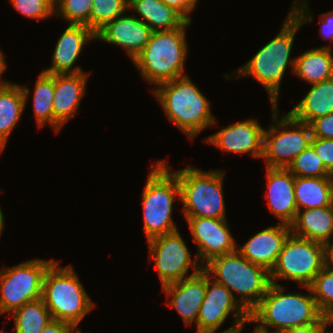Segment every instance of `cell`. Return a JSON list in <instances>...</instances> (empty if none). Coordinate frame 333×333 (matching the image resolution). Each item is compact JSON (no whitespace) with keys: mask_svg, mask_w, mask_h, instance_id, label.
Wrapping results in <instances>:
<instances>
[{"mask_svg":"<svg viewBox=\"0 0 333 333\" xmlns=\"http://www.w3.org/2000/svg\"><path fill=\"white\" fill-rule=\"evenodd\" d=\"M152 92L168 120L191 140L203 129L216 124L210 102L188 75L161 83Z\"/></svg>","mask_w":333,"mask_h":333,"instance_id":"obj_3","label":"cell"},{"mask_svg":"<svg viewBox=\"0 0 333 333\" xmlns=\"http://www.w3.org/2000/svg\"><path fill=\"white\" fill-rule=\"evenodd\" d=\"M152 30L138 16H118L96 33V40L121 46L133 60L146 46Z\"/></svg>","mask_w":333,"mask_h":333,"instance_id":"obj_16","label":"cell"},{"mask_svg":"<svg viewBox=\"0 0 333 333\" xmlns=\"http://www.w3.org/2000/svg\"><path fill=\"white\" fill-rule=\"evenodd\" d=\"M267 171V201L271 213L291 225L297 214L294 192L295 176L287 168H269Z\"/></svg>","mask_w":333,"mask_h":333,"instance_id":"obj_19","label":"cell"},{"mask_svg":"<svg viewBox=\"0 0 333 333\" xmlns=\"http://www.w3.org/2000/svg\"><path fill=\"white\" fill-rule=\"evenodd\" d=\"M326 328H327V327H325V328L321 331V333H329L328 331H326ZM331 333H333V332H331Z\"/></svg>","mask_w":333,"mask_h":333,"instance_id":"obj_45","label":"cell"},{"mask_svg":"<svg viewBox=\"0 0 333 333\" xmlns=\"http://www.w3.org/2000/svg\"><path fill=\"white\" fill-rule=\"evenodd\" d=\"M309 288L322 315L333 319V270L324 266Z\"/></svg>","mask_w":333,"mask_h":333,"instance_id":"obj_30","label":"cell"},{"mask_svg":"<svg viewBox=\"0 0 333 333\" xmlns=\"http://www.w3.org/2000/svg\"><path fill=\"white\" fill-rule=\"evenodd\" d=\"M291 234V228L286 224L269 226L252 236L237 250L253 264L267 269L269 272L274 267L283 244Z\"/></svg>","mask_w":333,"mask_h":333,"instance_id":"obj_20","label":"cell"},{"mask_svg":"<svg viewBox=\"0 0 333 333\" xmlns=\"http://www.w3.org/2000/svg\"><path fill=\"white\" fill-rule=\"evenodd\" d=\"M271 106L274 123L264 130L262 158L265 160L266 167L288 168L295 157L311 144V127L309 124L296 120L289 113L279 120L278 105L272 103ZM282 129L283 131H280Z\"/></svg>","mask_w":333,"mask_h":333,"instance_id":"obj_9","label":"cell"},{"mask_svg":"<svg viewBox=\"0 0 333 333\" xmlns=\"http://www.w3.org/2000/svg\"><path fill=\"white\" fill-rule=\"evenodd\" d=\"M312 137L333 139V113L321 116L310 124Z\"/></svg>","mask_w":333,"mask_h":333,"instance_id":"obj_36","label":"cell"},{"mask_svg":"<svg viewBox=\"0 0 333 333\" xmlns=\"http://www.w3.org/2000/svg\"><path fill=\"white\" fill-rule=\"evenodd\" d=\"M333 323V319L328 317H322L317 323L297 326L291 329L281 331L279 333H321V331Z\"/></svg>","mask_w":333,"mask_h":333,"instance_id":"obj_38","label":"cell"},{"mask_svg":"<svg viewBox=\"0 0 333 333\" xmlns=\"http://www.w3.org/2000/svg\"><path fill=\"white\" fill-rule=\"evenodd\" d=\"M203 269L215 282L225 286L238 302L250 313L261 301L271 285L270 272L244 258L236 250L216 257ZM211 274V275H210Z\"/></svg>","mask_w":333,"mask_h":333,"instance_id":"obj_5","label":"cell"},{"mask_svg":"<svg viewBox=\"0 0 333 333\" xmlns=\"http://www.w3.org/2000/svg\"><path fill=\"white\" fill-rule=\"evenodd\" d=\"M288 113L306 124L333 113V78L312 84L305 97Z\"/></svg>","mask_w":333,"mask_h":333,"instance_id":"obj_24","label":"cell"},{"mask_svg":"<svg viewBox=\"0 0 333 333\" xmlns=\"http://www.w3.org/2000/svg\"><path fill=\"white\" fill-rule=\"evenodd\" d=\"M3 227H4V216L2 213V209L0 207V235L2 234Z\"/></svg>","mask_w":333,"mask_h":333,"instance_id":"obj_44","label":"cell"},{"mask_svg":"<svg viewBox=\"0 0 333 333\" xmlns=\"http://www.w3.org/2000/svg\"><path fill=\"white\" fill-rule=\"evenodd\" d=\"M13 7L31 19H47L56 15L54 0H10Z\"/></svg>","mask_w":333,"mask_h":333,"instance_id":"obj_34","label":"cell"},{"mask_svg":"<svg viewBox=\"0 0 333 333\" xmlns=\"http://www.w3.org/2000/svg\"><path fill=\"white\" fill-rule=\"evenodd\" d=\"M297 1L293 3L292 10L276 37L237 69L235 78L252 76L266 88L271 104H277L281 80L287 67L291 65L292 72L294 71L295 58L291 60L290 55L295 34L301 26L308 21L311 23L313 19V15L308 11L307 3L303 1L298 5Z\"/></svg>","mask_w":333,"mask_h":333,"instance_id":"obj_1","label":"cell"},{"mask_svg":"<svg viewBox=\"0 0 333 333\" xmlns=\"http://www.w3.org/2000/svg\"><path fill=\"white\" fill-rule=\"evenodd\" d=\"M168 298L169 306L173 307L182 317L186 325L197 321L199 309L206 293V271L186 277L178 282L162 287ZM170 300V301H169Z\"/></svg>","mask_w":333,"mask_h":333,"instance_id":"obj_17","label":"cell"},{"mask_svg":"<svg viewBox=\"0 0 333 333\" xmlns=\"http://www.w3.org/2000/svg\"><path fill=\"white\" fill-rule=\"evenodd\" d=\"M96 39V34L86 25L69 24L57 41L53 52L52 66L44 69L48 74H77L83 72L74 67L84 45Z\"/></svg>","mask_w":333,"mask_h":333,"instance_id":"obj_18","label":"cell"},{"mask_svg":"<svg viewBox=\"0 0 333 333\" xmlns=\"http://www.w3.org/2000/svg\"><path fill=\"white\" fill-rule=\"evenodd\" d=\"M54 75L41 72L36 80L33 94V112L39 127L46 123L54 128Z\"/></svg>","mask_w":333,"mask_h":333,"instance_id":"obj_29","label":"cell"},{"mask_svg":"<svg viewBox=\"0 0 333 333\" xmlns=\"http://www.w3.org/2000/svg\"><path fill=\"white\" fill-rule=\"evenodd\" d=\"M324 258L325 266L333 270V240L324 244Z\"/></svg>","mask_w":333,"mask_h":333,"instance_id":"obj_41","label":"cell"},{"mask_svg":"<svg viewBox=\"0 0 333 333\" xmlns=\"http://www.w3.org/2000/svg\"><path fill=\"white\" fill-rule=\"evenodd\" d=\"M264 128L257 120L249 119L236 122L208 136L205 142L218 147L224 152L247 154L262 158Z\"/></svg>","mask_w":333,"mask_h":333,"instance_id":"obj_15","label":"cell"},{"mask_svg":"<svg viewBox=\"0 0 333 333\" xmlns=\"http://www.w3.org/2000/svg\"><path fill=\"white\" fill-rule=\"evenodd\" d=\"M41 333H81V329L76 328L70 323L52 319L43 328Z\"/></svg>","mask_w":333,"mask_h":333,"instance_id":"obj_39","label":"cell"},{"mask_svg":"<svg viewBox=\"0 0 333 333\" xmlns=\"http://www.w3.org/2000/svg\"><path fill=\"white\" fill-rule=\"evenodd\" d=\"M311 145L325 168L333 175V139L312 137Z\"/></svg>","mask_w":333,"mask_h":333,"instance_id":"obj_35","label":"cell"},{"mask_svg":"<svg viewBox=\"0 0 333 333\" xmlns=\"http://www.w3.org/2000/svg\"><path fill=\"white\" fill-rule=\"evenodd\" d=\"M87 72L77 74L54 75V130L58 133L60 129L79 109L82 96L85 94Z\"/></svg>","mask_w":333,"mask_h":333,"instance_id":"obj_21","label":"cell"},{"mask_svg":"<svg viewBox=\"0 0 333 333\" xmlns=\"http://www.w3.org/2000/svg\"><path fill=\"white\" fill-rule=\"evenodd\" d=\"M30 90L17 83L0 89V153L5 148L7 139L21 119L26 107Z\"/></svg>","mask_w":333,"mask_h":333,"instance_id":"obj_23","label":"cell"},{"mask_svg":"<svg viewBox=\"0 0 333 333\" xmlns=\"http://www.w3.org/2000/svg\"><path fill=\"white\" fill-rule=\"evenodd\" d=\"M129 0H93L90 29L96 34L107 23L121 16L128 9Z\"/></svg>","mask_w":333,"mask_h":333,"instance_id":"obj_31","label":"cell"},{"mask_svg":"<svg viewBox=\"0 0 333 333\" xmlns=\"http://www.w3.org/2000/svg\"><path fill=\"white\" fill-rule=\"evenodd\" d=\"M324 15V16H323ZM322 24H321V29H320V35L324 40L330 39L333 41V11H329L326 13H321L319 15Z\"/></svg>","mask_w":333,"mask_h":333,"instance_id":"obj_40","label":"cell"},{"mask_svg":"<svg viewBox=\"0 0 333 333\" xmlns=\"http://www.w3.org/2000/svg\"><path fill=\"white\" fill-rule=\"evenodd\" d=\"M244 326H245V325H242V326H234V325H232V326H230L229 329L224 330V331L221 332V333H240L241 330H242V328H244Z\"/></svg>","mask_w":333,"mask_h":333,"instance_id":"obj_43","label":"cell"},{"mask_svg":"<svg viewBox=\"0 0 333 333\" xmlns=\"http://www.w3.org/2000/svg\"><path fill=\"white\" fill-rule=\"evenodd\" d=\"M190 23L186 21L174 30L152 31L145 48L133 59L143 79L158 86L186 76L184 65L188 45L185 29Z\"/></svg>","mask_w":333,"mask_h":333,"instance_id":"obj_4","label":"cell"},{"mask_svg":"<svg viewBox=\"0 0 333 333\" xmlns=\"http://www.w3.org/2000/svg\"><path fill=\"white\" fill-rule=\"evenodd\" d=\"M206 272V293L196 321L197 333H215L231 311L234 326L249 323V313L225 286L213 280Z\"/></svg>","mask_w":333,"mask_h":333,"instance_id":"obj_13","label":"cell"},{"mask_svg":"<svg viewBox=\"0 0 333 333\" xmlns=\"http://www.w3.org/2000/svg\"><path fill=\"white\" fill-rule=\"evenodd\" d=\"M54 261L43 278L42 299L51 318L77 327L94 303L71 266L59 267Z\"/></svg>","mask_w":333,"mask_h":333,"instance_id":"obj_7","label":"cell"},{"mask_svg":"<svg viewBox=\"0 0 333 333\" xmlns=\"http://www.w3.org/2000/svg\"><path fill=\"white\" fill-rule=\"evenodd\" d=\"M178 178L180 201L185 217H209L226 219L223 196V178L225 171H202L187 166L172 171Z\"/></svg>","mask_w":333,"mask_h":333,"instance_id":"obj_8","label":"cell"},{"mask_svg":"<svg viewBox=\"0 0 333 333\" xmlns=\"http://www.w3.org/2000/svg\"><path fill=\"white\" fill-rule=\"evenodd\" d=\"M156 162L142 192L143 229L147 241L178 231L172 219V208L176 196L180 200L179 181L165 161Z\"/></svg>","mask_w":333,"mask_h":333,"instance_id":"obj_6","label":"cell"},{"mask_svg":"<svg viewBox=\"0 0 333 333\" xmlns=\"http://www.w3.org/2000/svg\"><path fill=\"white\" fill-rule=\"evenodd\" d=\"M197 244L196 257L203 267L212 259L237 250L236 240L226 219L209 217H184ZM204 263V264H203Z\"/></svg>","mask_w":333,"mask_h":333,"instance_id":"obj_14","label":"cell"},{"mask_svg":"<svg viewBox=\"0 0 333 333\" xmlns=\"http://www.w3.org/2000/svg\"><path fill=\"white\" fill-rule=\"evenodd\" d=\"M297 210L333 205V177H298L294 185Z\"/></svg>","mask_w":333,"mask_h":333,"instance_id":"obj_27","label":"cell"},{"mask_svg":"<svg viewBox=\"0 0 333 333\" xmlns=\"http://www.w3.org/2000/svg\"><path fill=\"white\" fill-rule=\"evenodd\" d=\"M9 314L14 317V331L17 333H41L52 320L42 298L27 302Z\"/></svg>","mask_w":333,"mask_h":333,"instance_id":"obj_28","label":"cell"},{"mask_svg":"<svg viewBox=\"0 0 333 333\" xmlns=\"http://www.w3.org/2000/svg\"><path fill=\"white\" fill-rule=\"evenodd\" d=\"M6 62L4 60V54L2 53V51L0 50V89L7 87L11 84V82H6L4 80L1 79V75L2 73L6 70Z\"/></svg>","mask_w":333,"mask_h":333,"instance_id":"obj_42","label":"cell"},{"mask_svg":"<svg viewBox=\"0 0 333 333\" xmlns=\"http://www.w3.org/2000/svg\"><path fill=\"white\" fill-rule=\"evenodd\" d=\"M298 177H333L310 144L287 168Z\"/></svg>","mask_w":333,"mask_h":333,"instance_id":"obj_32","label":"cell"},{"mask_svg":"<svg viewBox=\"0 0 333 333\" xmlns=\"http://www.w3.org/2000/svg\"><path fill=\"white\" fill-rule=\"evenodd\" d=\"M128 9L136 11L139 14L138 19L152 31L174 30L187 21L179 12L161 0H129Z\"/></svg>","mask_w":333,"mask_h":333,"instance_id":"obj_26","label":"cell"},{"mask_svg":"<svg viewBox=\"0 0 333 333\" xmlns=\"http://www.w3.org/2000/svg\"><path fill=\"white\" fill-rule=\"evenodd\" d=\"M324 244L290 234L270 271L271 283L288 279L309 286L324 268Z\"/></svg>","mask_w":333,"mask_h":333,"instance_id":"obj_10","label":"cell"},{"mask_svg":"<svg viewBox=\"0 0 333 333\" xmlns=\"http://www.w3.org/2000/svg\"><path fill=\"white\" fill-rule=\"evenodd\" d=\"M147 243L149 259L155 261L162 287L190 277L203 269L197 257L195 261L191 259V254L179 231L152 238ZM189 267L194 271L187 276Z\"/></svg>","mask_w":333,"mask_h":333,"instance_id":"obj_12","label":"cell"},{"mask_svg":"<svg viewBox=\"0 0 333 333\" xmlns=\"http://www.w3.org/2000/svg\"><path fill=\"white\" fill-rule=\"evenodd\" d=\"M331 46L305 51L295 58L293 73L303 81L316 84L333 78V55Z\"/></svg>","mask_w":333,"mask_h":333,"instance_id":"obj_25","label":"cell"},{"mask_svg":"<svg viewBox=\"0 0 333 333\" xmlns=\"http://www.w3.org/2000/svg\"><path fill=\"white\" fill-rule=\"evenodd\" d=\"M55 260L33 259L0 271V314L42 298L43 278Z\"/></svg>","mask_w":333,"mask_h":333,"instance_id":"obj_11","label":"cell"},{"mask_svg":"<svg viewBox=\"0 0 333 333\" xmlns=\"http://www.w3.org/2000/svg\"><path fill=\"white\" fill-rule=\"evenodd\" d=\"M93 0H54L55 13L69 24H81L90 28Z\"/></svg>","mask_w":333,"mask_h":333,"instance_id":"obj_33","label":"cell"},{"mask_svg":"<svg viewBox=\"0 0 333 333\" xmlns=\"http://www.w3.org/2000/svg\"><path fill=\"white\" fill-rule=\"evenodd\" d=\"M310 295L302 293H284L285 287L271 283L260 303L249 313V322L259 323L255 327L258 333H269L267 327L276 330L272 333L317 323L322 313L317 307L309 286H302Z\"/></svg>","mask_w":333,"mask_h":333,"instance_id":"obj_2","label":"cell"},{"mask_svg":"<svg viewBox=\"0 0 333 333\" xmlns=\"http://www.w3.org/2000/svg\"><path fill=\"white\" fill-rule=\"evenodd\" d=\"M290 228L294 236L325 244L333 236V205L297 211Z\"/></svg>","mask_w":333,"mask_h":333,"instance_id":"obj_22","label":"cell"},{"mask_svg":"<svg viewBox=\"0 0 333 333\" xmlns=\"http://www.w3.org/2000/svg\"><path fill=\"white\" fill-rule=\"evenodd\" d=\"M168 7L175 9L187 21L191 22L189 14L194 10L198 0H161Z\"/></svg>","mask_w":333,"mask_h":333,"instance_id":"obj_37","label":"cell"}]
</instances>
